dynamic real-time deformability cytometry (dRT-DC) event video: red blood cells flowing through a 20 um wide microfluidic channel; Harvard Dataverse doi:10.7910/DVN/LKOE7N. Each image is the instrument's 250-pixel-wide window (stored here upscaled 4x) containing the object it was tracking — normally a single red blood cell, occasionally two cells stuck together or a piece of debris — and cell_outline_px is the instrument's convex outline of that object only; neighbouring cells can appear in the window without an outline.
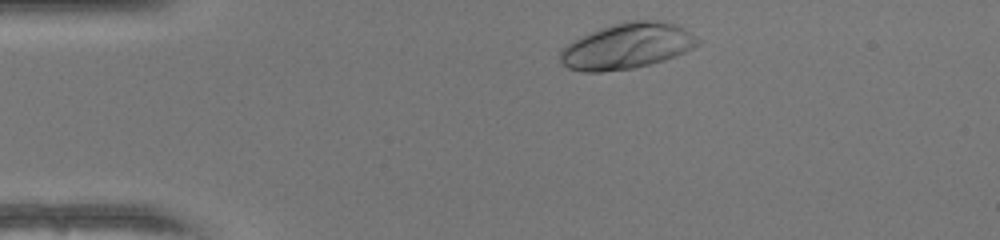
{"species": "human", "species_latin": "Homo sapiens", "temperature_condition": "warm", "stored_images_in_passage": 34, "camera_frame_rate_fps": 3000, "um_per_image_px": 0.085, "donor": {"sex": "female"}, "frame": {"image": 1, "passage_image": 2, "time_ms": 0.333, "image_size_px": [1000, 240], "cell_outline_px": [[700, 44], [676, 56], [664, 60], [632, 68], [600, 72], [584, 72], [568, 68], [560, 60], [560, 52], [568, 44], [580, 36], [600, 28], [612, 24], [628, 20], [664, 20], [688, 32], [700, 40]], "centroid_in_image_um": [53.28, 3.91], "position_along_channel_um": 31.7, "area_um2": 36.3}}
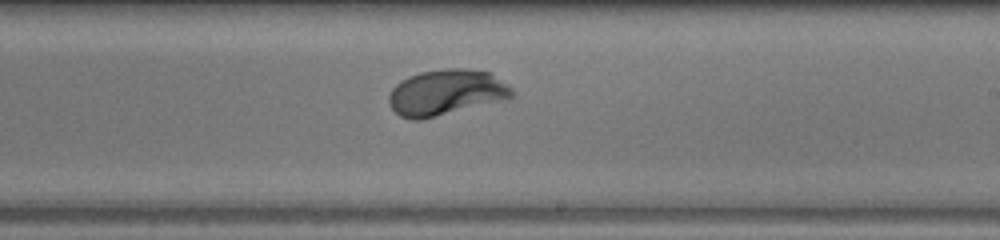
{"frame": {"image": 2, "passage_image": 22, "time_ms": 7.0, "image_size_px": [1000, 240], "cell_outline_px": [[516, 92], [512, 96], [504, 100], [420, 120], [412, 120], [400, 116], [388, 104], [388, 96], [392, 88], [396, 84], [408, 76], [420, 72], [444, 68], [464, 68], [488, 72], [508, 84]], "centroid_in_image_um": [37.91, 7.86], "position_along_channel_um": 251.1, "area_um2": 32.89}}
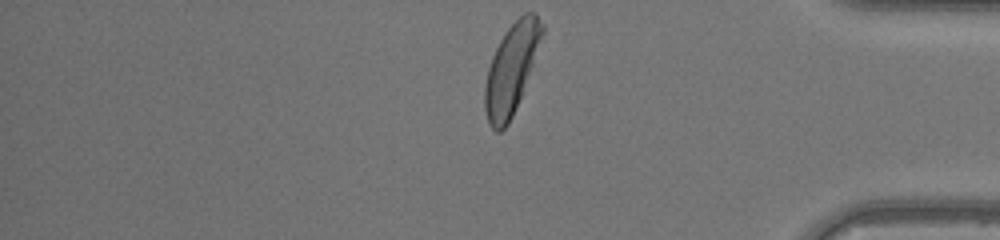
{"frame": {"image": 3, "passage_image": 34, "time_ms": 11.0, "image_size_px": [1000, 240], "cell_outline_px": [[544, 32], [520, 96], [512, 116], [508, 124], [500, 132], [496, 132], [488, 124], [484, 108], [484, 88], [488, 68], [492, 56], [500, 40], [508, 28], [524, 12], [536, 12], [544, 24]], "centroid_in_image_um": [43.44, 5.84], "position_along_channel_um": 391.8, "area_um2": 29.48}}